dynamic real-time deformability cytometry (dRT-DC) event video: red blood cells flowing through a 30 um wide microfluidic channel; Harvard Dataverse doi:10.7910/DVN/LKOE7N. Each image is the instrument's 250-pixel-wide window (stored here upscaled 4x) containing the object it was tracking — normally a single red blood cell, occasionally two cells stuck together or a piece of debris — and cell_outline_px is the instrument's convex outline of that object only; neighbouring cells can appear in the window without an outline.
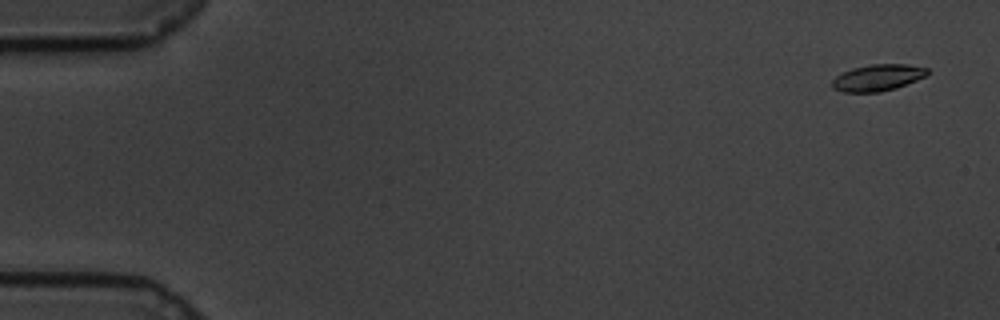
{"species": "common noctule bat (a hibernating species)", "species_latin": "Nyctalus noctula", "temperature_condition": "cold", "stored_images_in_passage": 15, "camera_frame_rate_fps": 3000, "um_per_image_px": 0.085, "animal": {"sex": "male", "body_mass_g": 19.5, "forearm_length_mm": 54.6}, "frame": {"image": 1, "passage_image": 3, "time_ms": 0.667, "image_size_px": [1000, 320], "cell_outline_px": [[928, 76], [896, 88], [880, 92], [844, 92], [832, 88], [832, 80], [836, 76], [852, 68], [872, 64], [908, 64], [928, 68]], "centroid_in_image_um": [74.63, 6.6], "position_along_channel_um": 10.4, "area_um2": 14.8}}